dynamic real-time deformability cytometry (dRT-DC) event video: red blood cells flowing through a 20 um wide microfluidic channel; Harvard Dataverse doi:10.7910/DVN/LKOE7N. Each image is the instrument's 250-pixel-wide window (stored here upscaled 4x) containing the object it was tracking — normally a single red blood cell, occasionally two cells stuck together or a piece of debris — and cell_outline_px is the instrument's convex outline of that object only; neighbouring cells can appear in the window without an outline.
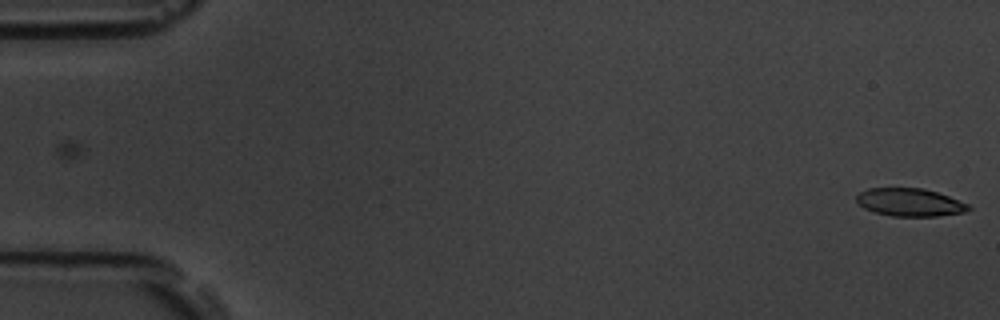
{"species": "common noctule bat (a hibernating species)", "species_latin": "Nyctalus noctula", "temperature_condition": "room temperature", "stored_images_in_passage": 56, "camera_frame_rate_fps": 3000, "um_per_image_px": 0.085, "animal": {"sex": "male", "body_mass_g": 19.5, "forearm_length_mm": 54.6}, "frame": {"image": 1, "passage_image": 1, "time_ms": 0.0, "image_size_px": [1000, 320], "cell_outline_px": [[972, 208], [964, 212], [936, 216], [892, 216], [876, 212], [864, 208], [856, 204], [856, 196], [860, 192], [868, 188], [924, 188], [948, 196], [968, 204]], "centroid_in_image_um": [77.3, 17.19], "position_along_channel_um": 7.7, "area_um2": 18.15}}
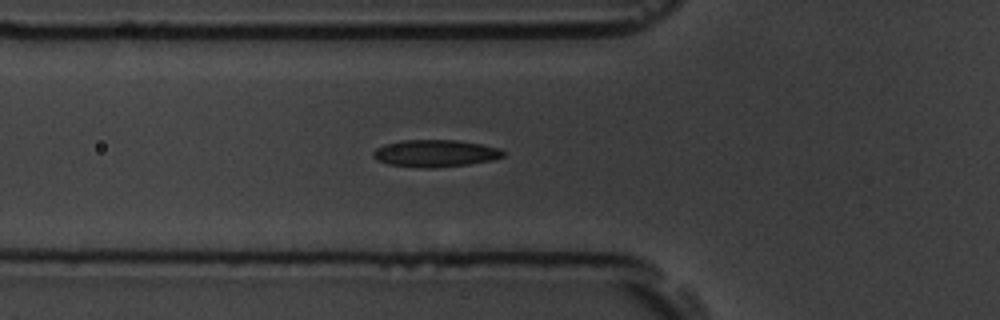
{"frame": {"image": 2, "passage_image": 20, "time_ms": 6.333, "image_size_px": [1000, 320], "cell_outline_px": [[504, 156], [492, 160], [468, 164], [432, 168], [420, 168], [388, 164], [376, 160], [372, 156], [372, 152], [376, 148], [384, 144], [400, 140], [456, 140], [480, 144], [500, 148], [504, 152]], "centroid_in_image_um": [36.95, 13.03], "position_along_channel_um": 88.8, "area_um2": 20.63}}
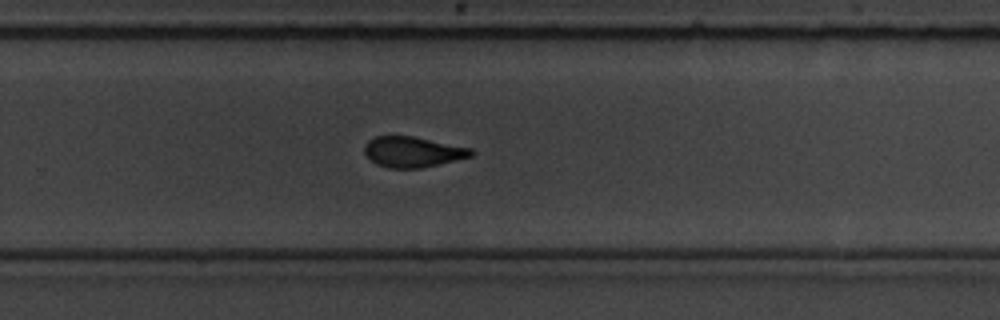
{"frame": {"image": 3, "passage_image": 37, "time_ms": 12.0, "image_size_px": [1000, 320], "cell_outline_px": [[476, 152], [472, 156], [420, 168], [388, 168], [376, 164], [364, 152], [364, 148], [368, 140], [376, 136], [412, 136], [472, 148]], "centroid_in_image_um": [35.09, 12.91], "position_along_channel_um": 294.7, "area_um2": 18.84}, "authors_computed_cell_mechanics": {"area_um2": 19.4786, "velocity_mm_per_s": 3.6326, "shape_relaxation_time_tau1_ms": 4.1273, "shape_relaxation_time_tau2_ms": 1.6388, "deformation_change_tau1": 0.1598, "deformation_change_tau2": 0.0781}}